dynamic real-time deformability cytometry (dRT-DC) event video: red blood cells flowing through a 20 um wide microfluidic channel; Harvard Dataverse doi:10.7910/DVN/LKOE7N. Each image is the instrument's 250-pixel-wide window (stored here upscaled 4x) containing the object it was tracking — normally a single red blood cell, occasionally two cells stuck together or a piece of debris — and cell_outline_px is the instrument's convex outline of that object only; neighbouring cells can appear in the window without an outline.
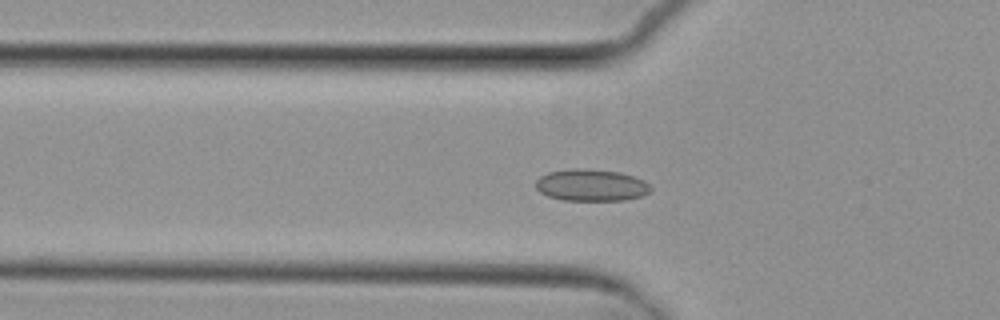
{"species": "common noctule bat (a hibernating species)", "species_latin": "Nyctalus noctula", "temperature_condition": "cold", "stored_images_in_passage": 5, "camera_frame_rate_fps": 3000, "um_per_image_px": 0.085, "animal": {"sex": "female", "body_mass_g": 29.2, "forearm_length_mm": 56.3}, "frame": {"image": 1, "passage_image": 5, "time_ms": 4.667, "image_size_px": [1000, 320], "cell_outline_px": [[652, 188], [644, 196], [624, 200], [564, 200], [548, 196], [540, 192], [536, 188], [536, 180], [540, 176], [548, 172], [576, 168], [620, 172], [644, 180]], "centroid_in_image_um": [50.25, 15.74], "position_along_channel_um": 75.5, "area_um2": 21.21}}